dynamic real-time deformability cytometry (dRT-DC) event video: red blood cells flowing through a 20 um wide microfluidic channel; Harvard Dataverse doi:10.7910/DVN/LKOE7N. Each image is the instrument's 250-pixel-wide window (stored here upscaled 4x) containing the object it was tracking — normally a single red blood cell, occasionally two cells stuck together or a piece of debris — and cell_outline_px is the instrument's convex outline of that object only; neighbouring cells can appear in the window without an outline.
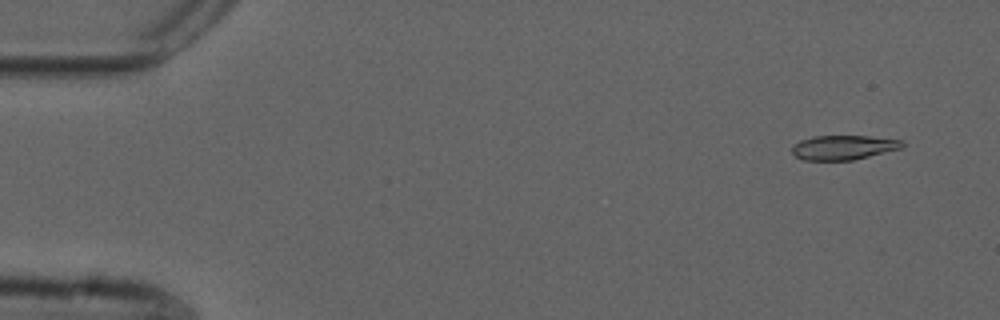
{"species": "common noctule bat (a hibernating species)", "species_latin": "Nyctalus noctula", "temperature_condition": "cold", "stored_images_in_passage": 52, "camera_frame_rate_fps": 3000, "um_per_image_px": 0.085, "animal": {"sex": "male", "forearm_length_mm": 52.5}, "frame": {"image": 1, "passage_image": 1, "time_ms": 0.0, "image_size_px": [1000, 320], "cell_outline_px": [[904, 144], [900, 148], [852, 160], [804, 160], [796, 156], [792, 152], [792, 144], [800, 140], [812, 136], [868, 136], [900, 140]], "centroid_in_image_um": [71.62, 12.53], "position_along_channel_um": 13.4, "area_um2": 15.49}}
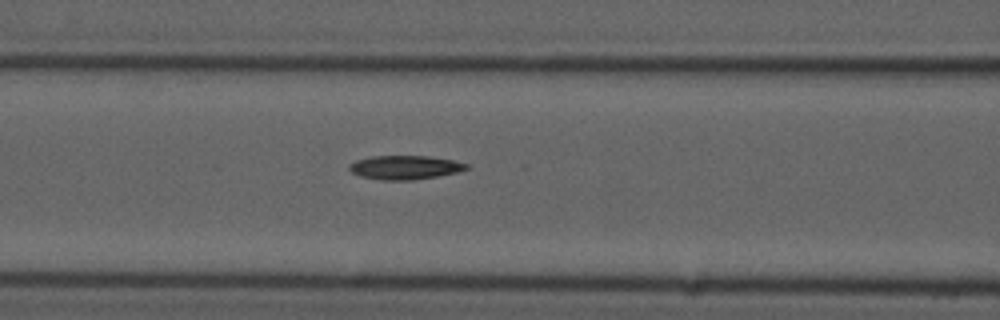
{"frame": {"image": 2, "passage_image": 20, "time_ms": 6.333, "image_size_px": [1000, 320], "cell_outline_px": [[472, 168], [456, 172], [436, 176], [412, 180], [384, 180], [360, 176], [352, 172], [348, 168], [348, 164], [356, 160], [372, 156], [428, 156], [452, 160], [468, 164]], "centroid_in_image_um": [34.41, 14.22], "position_along_channel_um": 132.2, "area_um2": 16.24}}
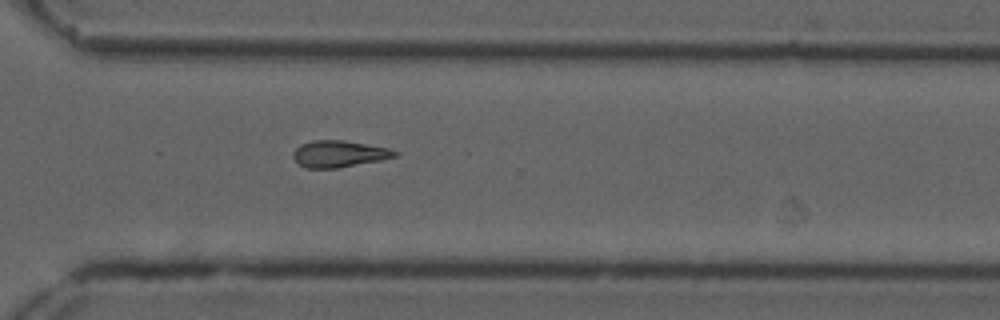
{"frame": {"image": 3, "passage_image": 37, "time_ms": 12.0, "image_size_px": [1000, 320], "cell_outline_px": [[396, 156], [380, 160], [340, 168], [304, 168], [292, 156], [292, 152], [300, 144], [312, 140], [340, 140], [388, 148], [396, 152]], "centroid_in_image_um": [28.75, 13.08], "position_along_channel_um": 341.9, "area_um2": 15.61}, "authors_computed_cell_mechanics": {"area_um2": 15.9239, "velocity_mm_per_s": 3.712, "shape_relaxation_time_tau1_ms": 6.7092, "shape_relaxation_time_tau2_ms": null, "deformation_change_tau1": 0.1649, "deformation_change_tau2": null}}